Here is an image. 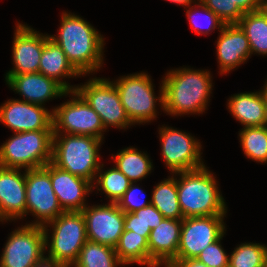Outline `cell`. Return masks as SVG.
<instances>
[{
    "label": "cell",
    "instance_id": "6da1fadb",
    "mask_svg": "<svg viewBox=\"0 0 267 267\" xmlns=\"http://www.w3.org/2000/svg\"><path fill=\"white\" fill-rule=\"evenodd\" d=\"M59 32L49 35L65 53L72 66L81 74L95 73L102 67L105 38L74 13L63 12Z\"/></svg>",
    "mask_w": 267,
    "mask_h": 267
},
{
    "label": "cell",
    "instance_id": "7a4b0ae2",
    "mask_svg": "<svg viewBox=\"0 0 267 267\" xmlns=\"http://www.w3.org/2000/svg\"><path fill=\"white\" fill-rule=\"evenodd\" d=\"M162 80L163 111L172 116L202 114L212 94V76L209 70L188 67L168 70Z\"/></svg>",
    "mask_w": 267,
    "mask_h": 267
},
{
    "label": "cell",
    "instance_id": "3957f363",
    "mask_svg": "<svg viewBox=\"0 0 267 267\" xmlns=\"http://www.w3.org/2000/svg\"><path fill=\"white\" fill-rule=\"evenodd\" d=\"M206 167L174 173L183 217L226 215L227 207L214 173Z\"/></svg>",
    "mask_w": 267,
    "mask_h": 267
},
{
    "label": "cell",
    "instance_id": "277c9868",
    "mask_svg": "<svg viewBox=\"0 0 267 267\" xmlns=\"http://www.w3.org/2000/svg\"><path fill=\"white\" fill-rule=\"evenodd\" d=\"M103 140L89 135L53 134L51 163L94 184Z\"/></svg>",
    "mask_w": 267,
    "mask_h": 267
},
{
    "label": "cell",
    "instance_id": "5b68a950",
    "mask_svg": "<svg viewBox=\"0 0 267 267\" xmlns=\"http://www.w3.org/2000/svg\"><path fill=\"white\" fill-rule=\"evenodd\" d=\"M49 228H52L50 236ZM47 257L72 267L87 241L86 222L82 211H64L43 226Z\"/></svg>",
    "mask_w": 267,
    "mask_h": 267
},
{
    "label": "cell",
    "instance_id": "8992f818",
    "mask_svg": "<svg viewBox=\"0 0 267 267\" xmlns=\"http://www.w3.org/2000/svg\"><path fill=\"white\" fill-rule=\"evenodd\" d=\"M12 136L0 146V166L29 170L51 162L53 130L17 132Z\"/></svg>",
    "mask_w": 267,
    "mask_h": 267
},
{
    "label": "cell",
    "instance_id": "52a82bcc",
    "mask_svg": "<svg viewBox=\"0 0 267 267\" xmlns=\"http://www.w3.org/2000/svg\"><path fill=\"white\" fill-rule=\"evenodd\" d=\"M150 77L146 72H140L112 81L119 93L121 104L134 125L155 120L156 104H160V109L164 108L163 84H160L159 95L155 96L154 84Z\"/></svg>",
    "mask_w": 267,
    "mask_h": 267
},
{
    "label": "cell",
    "instance_id": "ba28073f",
    "mask_svg": "<svg viewBox=\"0 0 267 267\" xmlns=\"http://www.w3.org/2000/svg\"><path fill=\"white\" fill-rule=\"evenodd\" d=\"M75 91L100 116L105 130L108 127L126 129L134 125L121 104L119 93L107 78H91Z\"/></svg>",
    "mask_w": 267,
    "mask_h": 267
},
{
    "label": "cell",
    "instance_id": "9c48e42d",
    "mask_svg": "<svg viewBox=\"0 0 267 267\" xmlns=\"http://www.w3.org/2000/svg\"><path fill=\"white\" fill-rule=\"evenodd\" d=\"M69 94L70 100L51 109L53 134L89 135L103 140L106 130L100 116L76 91Z\"/></svg>",
    "mask_w": 267,
    "mask_h": 267
},
{
    "label": "cell",
    "instance_id": "30bf717a",
    "mask_svg": "<svg viewBox=\"0 0 267 267\" xmlns=\"http://www.w3.org/2000/svg\"><path fill=\"white\" fill-rule=\"evenodd\" d=\"M25 180L26 215L31 213L36 219L29 225L44 226L64 212L50 180V162L41 168L25 170Z\"/></svg>",
    "mask_w": 267,
    "mask_h": 267
},
{
    "label": "cell",
    "instance_id": "8fae6325",
    "mask_svg": "<svg viewBox=\"0 0 267 267\" xmlns=\"http://www.w3.org/2000/svg\"><path fill=\"white\" fill-rule=\"evenodd\" d=\"M158 130L162 158L171 174L205 166L201 159L200 140L191 136L190 133L169 126H162Z\"/></svg>",
    "mask_w": 267,
    "mask_h": 267
},
{
    "label": "cell",
    "instance_id": "7c38bea8",
    "mask_svg": "<svg viewBox=\"0 0 267 267\" xmlns=\"http://www.w3.org/2000/svg\"><path fill=\"white\" fill-rule=\"evenodd\" d=\"M224 217L214 215L182 219L180 242L173 260L196 259L201 251L226 233Z\"/></svg>",
    "mask_w": 267,
    "mask_h": 267
},
{
    "label": "cell",
    "instance_id": "4fadbf2b",
    "mask_svg": "<svg viewBox=\"0 0 267 267\" xmlns=\"http://www.w3.org/2000/svg\"><path fill=\"white\" fill-rule=\"evenodd\" d=\"M44 254L43 226L25 223L10 233L0 256V267H33Z\"/></svg>",
    "mask_w": 267,
    "mask_h": 267
},
{
    "label": "cell",
    "instance_id": "5bb4252c",
    "mask_svg": "<svg viewBox=\"0 0 267 267\" xmlns=\"http://www.w3.org/2000/svg\"><path fill=\"white\" fill-rule=\"evenodd\" d=\"M82 213L87 240L116 247L124 232L125 212L117 203L86 206Z\"/></svg>",
    "mask_w": 267,
    "mask_h": 267
},
{
    "label": "cell",
    "instance_id": "9a60e30c",
    "mask_svg": "<svg viewBox=\"0 0 267 267\" xmlns=\"http://www.w3.org/2000/svg\"><path fill=\"white\" fill-rule=\"evenodd\" d=\"M12 45L13 68L6 75L38 73L48 34H41L27 24L17 23Z\"/></svg>",
    "mask_w": 267,
    "mask_h": 267
},
{
    "label": "cell",
    "instance_id": "2e32d148",
    "mask_svg": "<svg viewBox=\"0 0 267 267\" xmlns=\"http://www.w3.org/2000/svg\"><path fill=\"white\" fill-rule=\"evenodd\" d=\"M53 112L45 106L9 99L0 106V122L17 132L53 130Z\"/></svg>",
    "mask_w": 267,
    "mask_h": 267
},
{
    "label": "cell",
    "instance_id": "e0dca14e",
    "mask_svg": "<svg viewBox=\"0 0 267 267\" xmlns=\"http://www.w3.org/2000/svg\"><path fill=\"white\" fill-rule=\"evenodd\" d=\"M0 166V222L26 216L25 170Z\"/></svg>",
    "mask_w": 267,
    "mask_h": 267
},
{
    "label": "cell",
    "instance_id": "ac0fdd59",
    "mask_svg": "<svg viewBox=\"0 0 267 267\" xmlns=\"http://www.w3.org/2000/svg\"><path fill=\"white\" fill-rule=\"evenodd\" d=\"M5 81L11 90L23 97L19 100L28 103L44 106L48 100L69 95V92L54 79L48 78L39 72L5 75Z\"/></svg>",
    "mask_w": 267,
    "mask_h": 267
},
{
    "label": "cell",
    "instance_id": "d6986e66",
    "mask_svg": "<svg viewBox=\"0 0 267 267\" xmlns=\"http://www.w3.org/2000/svg\"><path fill=\"white\" fill-rule=\"evenodd\" d=\"M50 180L63 211H82L88 204L92 183L84 178L59 169L50 162Z\"/></svg>",
    "mask_w": 267,
    "mask_h": 267
},
{
    "label": "cell",
    "instance_id": "ffe728a7",
    "mask_svg": "<svg viewBox=\"0 0 267 267\" xmlns=\"http://www.w3.org/2000/svg\"><path fill=\"white\" fill-rule=\"evenodd\" d=\"M219 34L216 52L219 73L224 75L244 64L251 57V50L248 38L238 24H226Z\"/></svg>",
    "mask_w": 267,
    "mask_h": 267
},
{
    "label": "cell",
    "instance_id": "44dd1931",
    "mask_svg": "<svg viewBox=\"0 0 267 267\" xmlns=\"http://www.w3.org/2000/svg\"><path fill=\"white\" fill-rule=\"evenodd\" d=\"M182 219L164 218L151 230L148 238L149 260L156 266L165 267L176 257L180 242Z\"/></svg>",
    "mask_w": 267,
    "mask_h": 267
},
{
    "label": "cell",
    "instance_id": "7402d4cb",
    "mask_svg": "<svg viewBox=\"0 0 267 267\" xmlns=\"http://www.w3.org/2000/svg\"><path fill=\"white\" fill-rule=\"evenodd\" d=\"M39 73L54 79L67 92L75 91L76 86L70 85L65 78L82 76L69 62L62 49L50 38L44 44Z\"/></svg>",
    "mask_w": 267,
    "mask_h": 267
},
{
    "label": "cell",
    "instance_id": "603a6c76",
    "mask_svg": "<svg viewBox=\"0 0 267 267\" xmlns=\"http://www.w3.org/2000/svg\"><path fill=\"white\" fill-rule=\"evenodd\" d=\"M227 106L229 112L242 126H264L265 103L262 90L234 94L228 99Z\"/></svg>",
    "mask_w": 267,
    "mask_h": 267
},
{
    "label": "cell",
    "instance_id": "cb8c5ba5",
    "mask_svg": "<svg viewBox=\"0 0 267 267\" xmlns=\"http://www.w3.org/2000/svg\"><path fill=\"white\" fill-rule=\"evenodd\" d=\"M115 167L121 171L132 183L141 181L152 172L153 162L149 156L134 147L120 150L114 156Z\"/></svg>",
    "mask_w": 267,
    "mask_h": 267
},
{
    "label": "cell",
    "instance_id": "d4e9b609",
    "mask_svg": "<svg viewBox=\"0 0 267 267\" xmlns=\"http://www.w3.org/2000/svg\"><path fill=\"white\" fill-rule=\"evenodd\" d=\"M119 260L125 265L138 263L147 267H156L149 260L148 240L134 231H124L115 247Z\"/></svg>",
    "mask_w": 267,
    "mask_h": 267
},
{
    "label": "cell",
    "instance_id": "484cf974",
    "mask_svg": "<svg viewBox=\"0 0 267 267\" xmlns=\"http://www.w3.org/2000/svg\"><path fill=\"white\" fill-rule=\"evenodd\" d=\"M171 177L159 182L153 189L151 204L168 219H184L180 209L177 190V177Z\"/></svg>",
    "mask_w": 267,
    "mask_h": 267
},
{
    "label": "cell",
    "instance_id": "4316f807",
    "mask_svg": "<svg viewBox=\"0 0 267 267\" xmlns=\"http://www.w3.org/2000/svg\"><path fill=\"white\" fill-rule=\"evenodd\" d=\"M245 32L251 55L267 56V17L261 10L244 13L237 23Z\"/></svg>",
    "mask_w": 267,
    "mask_h": 267
},
{
    "label": "cell",
    "instance_id": "83f0119b",
    "mask_svg": "<svg viewBox=\"0 0 267 267\" xmlns=\"http://www.w3.org/2000/svg\"><path fill=\"white\" fill-rule=\"evenodd\" d=\"M124 266L115 248L87 240L72 267H117Z\"/></svg>",
    "mask_w": 267,
    "mask_h": 267
},
{
    "label": "cell",
    "instance_id": "f1b7e54d",
    "mask_svg": "<svg viewBox=\"0 0 267 267\" xmlns=\"http://www.w3.org/2000/svg\"><path fill=\"white\" fill-rule=\"evenodd\" d=\"M103 166L104 164L100 165L94 180L96 185L93 184L92 187L103 191L110 199V203H118L132 182L115 166L105 171Z\"/></svg>",
    "mask_w": 267,
    "mask_h": 267
},
{
    "label": "cell",
    "instance_id": "f546056e",
    "mask_svg": "<svg viewBox=\"0 0 267 267\" xmlns=\"http://www.w3.org/2000/svg\"><path fill=\"white\" fill-rule=\"evenodd\" d=\"M241 148L247 158L267 164V127H243L239 131Z\"/></svg>",
    "mask_w": 267,
    "mask_h": 267
},
{
    "label": "cell",
    "instance_id": "4dcf8cb0",
    "mask_svg": "<svg viewBox=\"0 0 267 267\" xmlns=\"http://www.w3.org/2000/svg\"><path fill=\"white\" fill-rule=\"evenodd\" d=\"M185 9L187 19L189 20V25L192 27V31H194L198 35H207L209 32H212L216 28L220 32L223 27L226 25L213 11L207 8L203 3L197 0L194 5H190ZM198 8V9H197ZM199 10H201L200 13ZM204 15V16H201ZM200 17H203V23L200 22ZM204 28L205 31H204Z\"/></svg>",
    "mask_w": 267,
    "mask_h": 267
},
{
    "label": "cell",
    "instance_id": "1f68e13d",
    "mask_svg": "<svg viewBox=\"0 0 267 267\" xmlns=\"http://www.w3.org/2000/svg\"><path fill=\"white\" fill-rule=\"evenodd\" d=\"M229 267H265V244L237 245L229 257Z\"/></svg>",
    "mask_w": 267,
    "mask_h": 267
},
{
    "label": "cell",
    "instance_id": "d6a6232c",
    "mask_svg": "<svg viewBox=\"0 0 267 267\" xmlns=\"http://www.w3.org/2000/svg\"><path fill=\"white\" fill-rule=\"evenodd\" d=\"M213 11L225 24H237L244 12L239 7H232V0H199Z\"/></svg>",
    "mask_w": 267,
    "mask_h": 267
},
{
    "label": "cell",
    "instance_id": "836d02e7",
    "mask_svg": "<svg viewBox=\"0 0 267 267\" xmlns=\"http://www.w3.org/2000/svg\"><path fill=\"white\" fill-rule=\"evenodd\" d=\"M224 235L225 233L217 241L201 251L196 259L208 267H229V256L221 245Z\"/></svg>",
    "mask_w": 267,
    "mask_h": 267
},
{
    "label": "cell",
    "instance_id": "e575fe53",
    "mask_svg": "<svg viewBox=\"0 0 267 267\" xmlns=\"http://www.w3.org/2000/svg\"><path fill=\"white\" fill-rule=\"evenodd\" d=\"M138 185L140 184H136V182L131 183L123 197L117 203L119 208L125 213H133L151 203V200H145V194H143L145 192Z\"/></svg>",
    "mask_w": 267,
    "mask_h": 267
},
{
    "label": "cell",
    "instance_id": "d590c367",
    "mask_svg": "<svg viewBox=\"0 0 267 267\" xmlns=\"http://www.w3.org/2000/svg\"><path fill=\"white\" fill-rule=\"evenodd\" d=\"M133 213L143 223V237L147 240L151 230L158 227L165 218L151 203Z\"/></svg>",
    "mask_w": 267,
    "mask_h": 267
},
{
    "label": "cell",
    "instance_id": "8d00e7d4",
    "mask_svg": "<svg viewBox=\"0 0 267 267\" xmlns=\"http://www.w3.org/2000/svg\"><path fill=\"white\" fill-rule=\"evenodd\" d=\"M124 231H134L143 236V223L134 213H125Z\"/></svg>",
    "mask_w": 267,
    "mask_h": 267
},
{
    "label": "cell",
    "instance_id": "74e56055",
    "mask_svg": "<svg viewBox=\"0 0 267 267\" xmlns=\"http://www.w3.org/2000/svg\"><path fill=\"white\" fill-rule=\"evenodd\" d=\"M261 0H232V7H239L244 13L260 10Z\"/></svg>",
    "mask_w": 267,
    "mask_h": 267
},
{
    "label": "cell",
    "instance_id": "f35d334b",
    "mask_svg": "<svg viewBox=\"0 0 267 267\" xmlns=\"http://www.w3.org/2000/svg\"><path fill=\"white\" fill-rule=\"evenodd\" d=\"M166 267H208L197 259L172 260Z\"/></svg>",
    "mask_w": 267,
    "mask_h": 267
},
{
    "label": "cell",
    "instance_id": "ab89813d",
    "mask_svg": "<svg viewBox=\"0 0 267 267\" xmlns=\"http://www.w3.org/2000/svg\"><path fill=\"white\" fill-rule=\"evenodd\" d=\"M33 267H68L64 262H59L47 256H43Z\"/></svg>",
    "mask_w": 267,
    "mask_h": 267
},
{
    "label": "cell",
    "instance_id": "60d3db41",
    "mask_svg": "<svg viewBox=\"0 0 267 267\" xmlns=\"http://www.w3.org/2000/svg\"><path fill=\"white\" fill-rule=\"evenodd\" d=\"M266 81H265V84L262 88V94H263V99H264V103H265V124H264V126L267 127V82Z\"/></svg>",
    "mask_w": 267,
    "mask_h": 267
},
{
    "label": "cell",
    "instance_id": "b9f144b4",
    "mask_svg": "<svg viewBox=\"0 0 267 267\" xmlns=\"http://www.w3.org/2000/svg\"><path fill=\"white\" fill-rule=\"evenodd\" d=\"M172 3H175L177 5L184 6V8H187L190 6L192 3H196V0H166Z\"/></svg>",
    "mask_w": 267,
    "mask_h": 267
},
{
    "label": "cell",
    "instance_id": "7bdbcfd3",
    "mask_svg": "<svg viewBox=\"0 0 267 267\" xmlns=\"http://www.w3.org/2000/svg\"><path fill=\"white\" fill-rule=\"evenodd\" d=\"M260 10L267 17V0H261Z\"/></svg>",
    "mask_w": 267,
    "mask_h": 267
},
{
    "label": "cell",
    "instance_id": "ee69618b",
    "mask_svg": "<svg viewBox=\"0 0 267 267\" xmlns=\"http://www.w3.org/2000/svg\"><path fill=\"white\" fill-rule=\"evenodd\" d=\"M265 267H267V246L265 245Z\"/></svg>",
    "mask_w": 267,
    "mask_h": 267
}]
</instances>
